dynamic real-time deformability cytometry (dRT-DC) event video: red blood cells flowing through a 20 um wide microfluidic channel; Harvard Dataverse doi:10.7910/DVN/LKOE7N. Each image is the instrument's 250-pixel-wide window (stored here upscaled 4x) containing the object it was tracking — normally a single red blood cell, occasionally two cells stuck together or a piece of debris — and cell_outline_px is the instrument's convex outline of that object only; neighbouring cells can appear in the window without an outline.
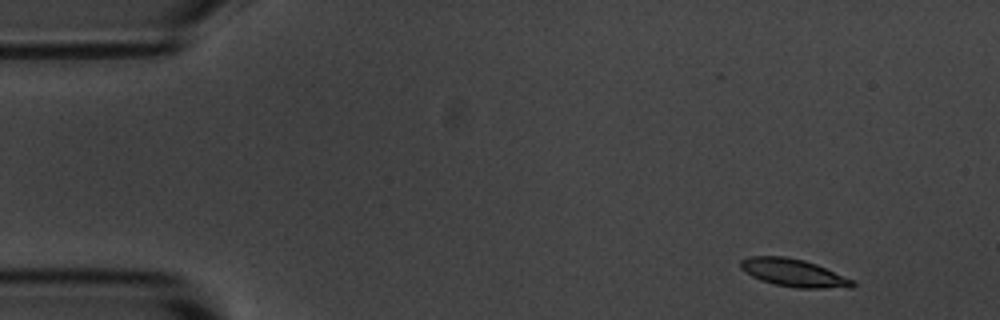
{"species": "common noctule bat (a hibernating species)", "species_latin": "Nyctalus noctula", "temperature_condition": "room temperature", "stored_images_in_passage": 3, "camera_frame_rate_fps": 3000, "um_per_image_px": 0.085, "animal": {"sex": "male", "body_mass_g": 20.1, "forearm_length_mm": 53.5}, "frame": {"image": 1, "passage_image": 1, "time_ms": 0.0, "image_size_px": [1000, 320], "cell_outline_px": [[856, 284], [852, 288], [796, 288], [776, 284], [760, 280], [744, 272], [740, 268], [740, 260], [752, 256], [784, 256], [804, 260], [816, 264], [856, 280]], "centroid_in_image_um": [67.5, 23.2], "position_along_channel_um": 17.5, "area_um2": 18.26}}